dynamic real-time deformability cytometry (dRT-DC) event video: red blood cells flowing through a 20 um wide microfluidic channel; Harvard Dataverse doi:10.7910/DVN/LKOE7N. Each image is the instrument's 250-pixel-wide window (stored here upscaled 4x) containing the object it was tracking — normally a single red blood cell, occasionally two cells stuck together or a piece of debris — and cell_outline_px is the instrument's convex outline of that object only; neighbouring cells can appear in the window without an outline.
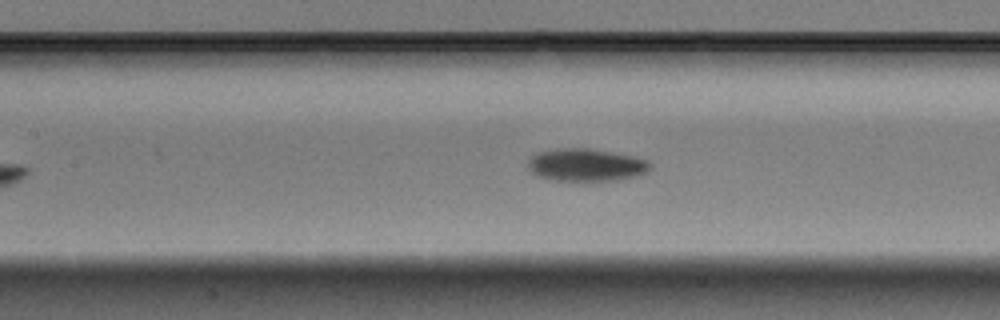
{"species": "Egyptian fruit bat (a non-hibernating species)", "species_latin": "Rousettus aegyptiacus", "temperature_condition": "warm", "stored_images_in_passage": 6, "camera_frame_rate_fps": 3000, "um_per_image_px": 0.085, "animal": {"sex": "male"}, "frame": {"image": 1, "passage_image": 6, "time_ms": 1.667, "image_size_px": [1000, 320], "cell_outline_px": [[652, 164], [648, 172], [620, 180], [552, 180], [536, 176], [528, 172], [528, 160], [532, 156], [540, 152], [564, 148], [588, 148], [636, 156], [648, 160]], "centroid_in_image_um": [49.82, 14.02], "position_along_channel_um": 157.6, "area_um2": 23.29}}